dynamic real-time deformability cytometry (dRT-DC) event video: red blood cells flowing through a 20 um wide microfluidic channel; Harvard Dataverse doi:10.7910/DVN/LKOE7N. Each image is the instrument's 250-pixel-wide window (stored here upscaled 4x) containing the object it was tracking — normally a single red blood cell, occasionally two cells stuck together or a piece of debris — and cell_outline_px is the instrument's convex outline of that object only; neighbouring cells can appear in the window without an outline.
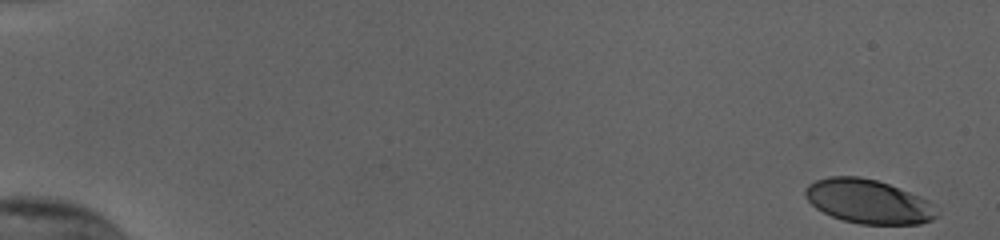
{"species": "human", "species_latin": "Homo sapiens", "temperature_condition": "cold", "stored_images_in_passage": 54, "camera_frame_rate_fps": 3000, "um_per_image_px": 0.085, "donor": {"sex": "female"}, "frame": {"image": 1, "passage_image": 1, "time_ms": 0.0, "image_size_px": [1000, 240], "cell_outline_px": [[940, 212], [932, 220], [920, 224], [860, 224], [844, 220], [832, 216], [816, 208], [804, 196], [804, 188], [808, 184], [816, 180], [828, 176], [860, 176], [876, 180], [888, 184], [928, 200]], "centroid_in_image_um": [73.79, 17.12], "position_along_channel_um": 11.2, "area_um2": 33.7}}
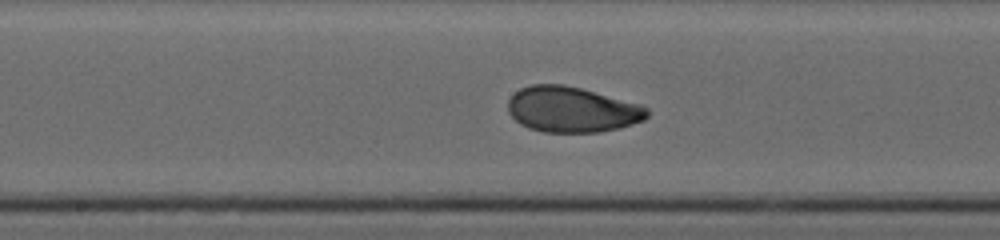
{"frame": {"image": 2, "passage_image": 30, "time_ms": 9.667, "image_size_px": [1000, 240], "cell_outline_px": [[648, 116], [644, 120], [620, 128], [600, 132], [544, 132], [528, 128], [520, 124], [508, 112], [508, 100], [520, 88], [532, 84], [564, 84], [644, 104], [648, 108]], "centroid_in_image_um": [48.65, 9.31], "position_along_channel_um": 199.6, "area_um2": 37.22}}
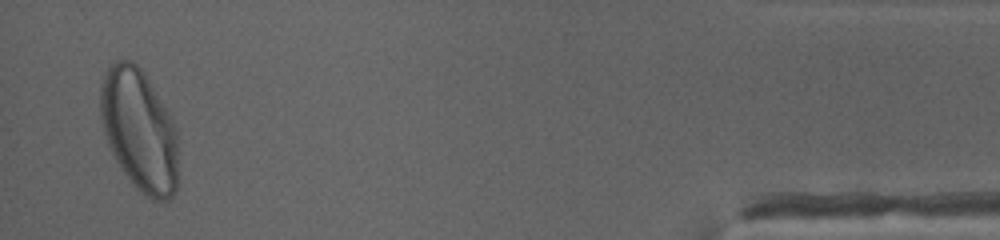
{"frame": {"image": 3, "passage_image": 53, "time_ms": 17.333, "image_size_px": [1000, 240], "cell_outline_px": [[176, 188], [172, 196], [168, 200], [152, 200], [140, 192], [132, 184], [120, 168], [108, 144], [104, 132], [100, 116], [100, 88], [104, 72], [116, 60], [132, 60], [144, 72], [168, 112], [176, 132]], "centroid_in_image_um": [11.8, 11.05], "position_along_channel_um": 423.4, "area_um2": 54.91}, "authors_computed_cell_mechanics": {"area_um2": 36.2695, "velocity_mm_per_s": 3.8005, "shape_relaxation_time_tau1_ms": 3.1834, "shape_relaxation_time_tau2_ms": 0.9943, "deformation_change_tau1": 0.1456, "deformation_change_tau2": 0.051}}